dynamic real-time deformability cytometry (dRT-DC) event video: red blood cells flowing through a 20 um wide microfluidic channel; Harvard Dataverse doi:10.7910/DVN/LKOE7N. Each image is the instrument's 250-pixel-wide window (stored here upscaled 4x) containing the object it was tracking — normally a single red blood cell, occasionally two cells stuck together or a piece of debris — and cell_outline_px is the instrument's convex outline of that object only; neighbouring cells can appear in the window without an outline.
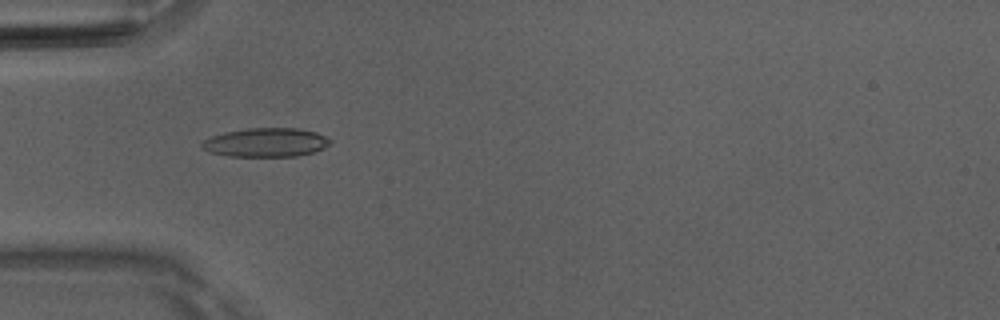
{"species": "Egyptian fruit bat (a non-hibernating species)", "species_latin": "Rousettus aegyptiacus", "temperature_condition": "room temperature", "stored_images_in_passage": 51, "camera_frame_rate_fps": 3000, "um_per_image_px": 0.085, "animal": {"sex": "male"}, "frame": {"image": 1, "passage_image": 16, "time_ms": 5.0, "image_size_px": [1000, 320], "cell_outline_px": [[332, 144], [324, 148], [312, 152], [296, 156], [228, 156], [212, 152], [200, 148], [200, 144], [204, 140], [212, 136], [224, 132], [248, 128], [300, 128], [316, 132], [332, 140]], "centroid_in_image_um": [22.62, 12.1], "position_along_channel_um": 62.4, "area_um2": 21.62}}
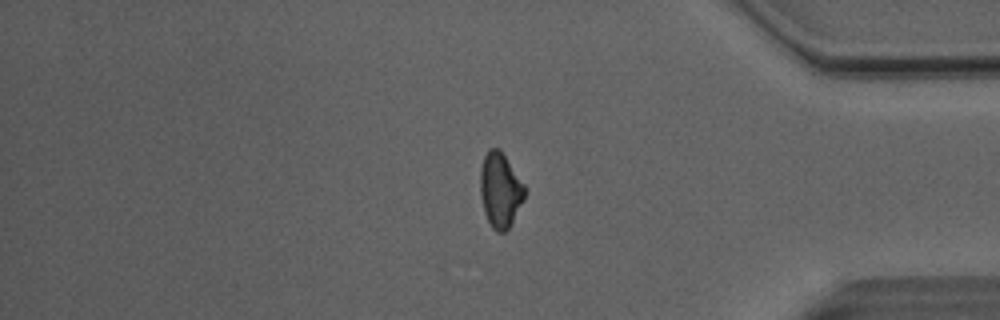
{"frame": {"image": 2, "passage_image": 42, "time_ms": 13.667, "image_size_px": [1000, 320], "cell_outline_px": [[524, 200], [508, 228], [504, 232], [496, 232], [492, 228], [484, 212], [480, 196], [480, 168], [484, 156], [488, 148], [500, 148], [524, 184]], "centroid_in_image_um": [42.49, 16.13], "position_along_channel_um": 392.7, "area_um2": 19.36}}
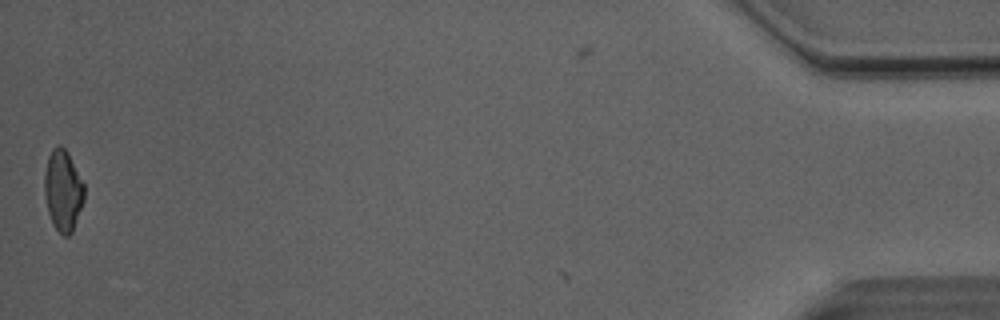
{"frame": {"image": 3, "passage_image": 50, "time_ms": 16.333, "image_size_px": [1000, 320], "cell_outline_px": [[84, 200], [72, 232], [68, 236], [64, 236], [52, 224], [48, 212], [44, 192], [44, 172], [48, 156], [52, 148], [56, 144], [60, 144], [68, 152], [84, 184]], "centroid_in_image_um": [5.34, 16.16], "position_along_channel_um": 429.9, "area_um2": 18.9}, "authors_computed_cell_mechanics": {"area_um2": 19.7098, "velocity_mm_per_s": 4.1085, "shape_relaxation_time_tau1_ms": null, "shape_relaxation_time_tau2_ms": 5.2784, "deformation_change_tau1": null, "deformation_change_tau2": 0.1319}}